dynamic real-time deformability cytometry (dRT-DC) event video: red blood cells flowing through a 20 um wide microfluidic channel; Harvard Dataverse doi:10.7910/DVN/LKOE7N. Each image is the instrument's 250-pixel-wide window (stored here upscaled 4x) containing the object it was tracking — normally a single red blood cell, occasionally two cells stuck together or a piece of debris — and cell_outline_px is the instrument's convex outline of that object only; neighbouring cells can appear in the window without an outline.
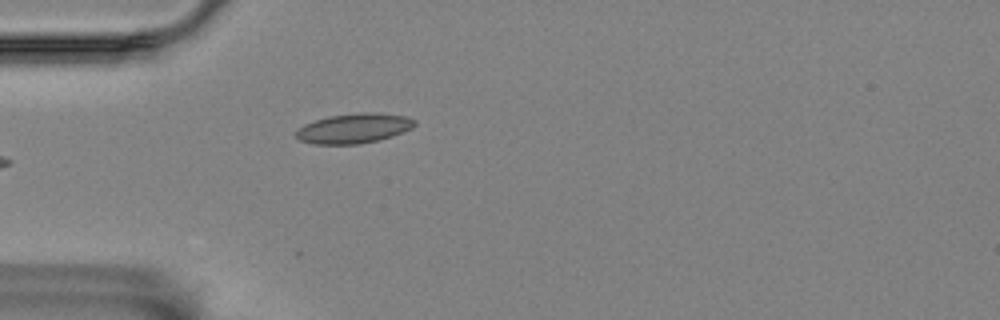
{"species": "Egyptian fruit bat (a non-hibernating species)", "species_latin": "Rousettus aegyptiacus", "temperature_condition": "room temperature", "stored_images_in_passage": 5, "camera_frame_rate_fps": 3000, "um_per_image_px": 0.085, "animal": {"sex": "female"}, "frame": {"image": 1, "passage_image": 5, "time_ms": 1.333, "image_size_px": [1000, 320], "cell_outline_px": [[416, 124], [412, 128], [404, 132], [380, 140], [360, 144], [312, 144], [300, 140], [296, 136], [296, 132], [304, 124], [328, 116], [360, 112], [376, 112], [408, 116], [416, 120]], "centroid_in_image_um": [30.13, 10.9], "position_along_channel_um": 54.9, "area_um2": 20.81}}